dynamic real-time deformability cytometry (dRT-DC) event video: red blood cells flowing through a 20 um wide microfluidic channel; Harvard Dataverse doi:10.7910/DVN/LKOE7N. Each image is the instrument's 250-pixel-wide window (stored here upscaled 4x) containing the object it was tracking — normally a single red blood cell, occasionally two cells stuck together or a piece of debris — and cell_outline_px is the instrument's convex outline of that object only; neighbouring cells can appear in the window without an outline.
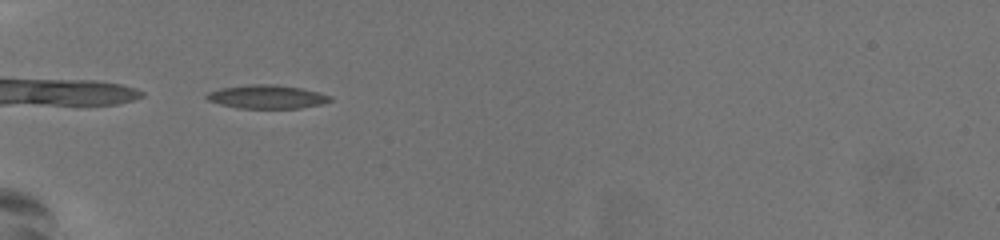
{"species": "common noctule bat (a hibernating species)", "species_latin": "Nyctalus noctula", "temperature_condition": "warm", "stored_images_in_passage": 37, "camera_frame_rate_fps": 3000, "um_per_image_px": 0.085, "animal": {"sex": "female", "body_mass_g": 19.5, "forearm_length_mm": 54.1}, "frame": {"image": 1, "passage_image": 1, "time_ms": 0.0, "image_size_px": [1000, 240], "cell_outline_px": [[332, 100], [320, 104], [300, 108], [240, 108], [220, 104], [208, 100], [204, 96], [208, 92], [220, 88], [252, 84], [276, 84], [300, 88], [320, 92], [332, 96]], "centroid_in_image_um": [22.69, 8.22], "position_along_channel_um": 62.3, "area_um2": 16.94}}
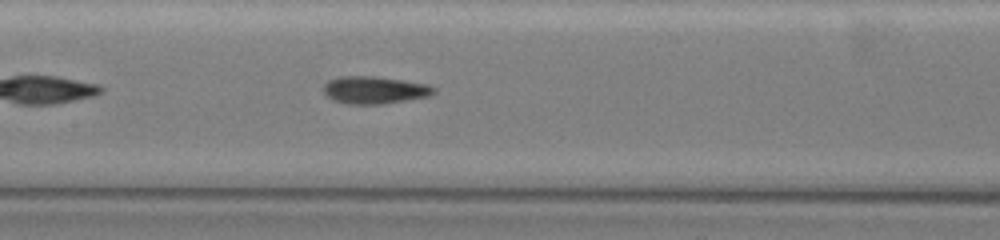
{"frame": {"image": 2, "passage_image": 11, "time_ms": 3.333, "image_size_px": [1000, 240], "cell_outline_px": [[436, 92], [428, 96], [384, 104], [348, 104], [332, 100], [324, 92], [324, 84], [328, 80], [340, 76], [372, 76], [428, 84], [436, 88]], "centroid_in_image_um": [31.82, 7.65], "position_along_channel_um": 175.6, "area_um2": 17.57}}
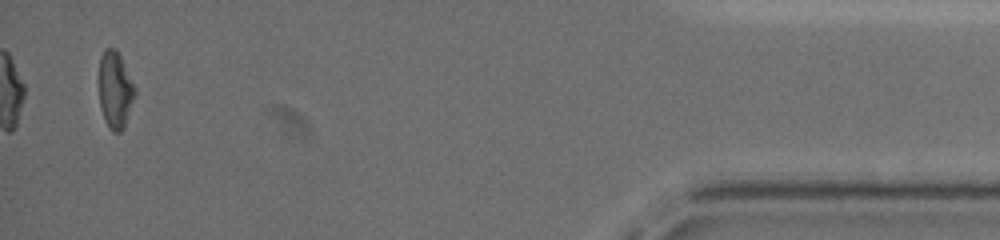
{"frame": {"image": 3, "passage_image": 36, "time_ms": 11.667, "image_size_px": [1000, 240], "cell_outline_px": [[136, 92], [124, 124], [120, 132], [112, 132], [108, 128], [104, 120], [100, 104], [100, 56], [104, 48], [116, 48], [136, 88]], "centroid_in_image_um": [9.78, 7.62], "position_along_channel_um": 425.4, "area_um2": 15.78}, "authors_computed_cell_mechanics": {"area_um2": 16.8776, "velocity_mm_per_s": 3.7835, "shape_relaxation_time_tau1_ms": 6.8403, "shape_relaxation_time_tau2_ms": 2.3322, "deformation_change_tau1": 0.1895, "deformation_change_tau2": 0.1073}}